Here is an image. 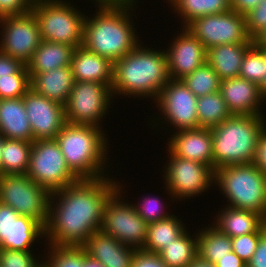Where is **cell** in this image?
Here are the masks:
<instances>
[{
  "mask_svg": "<svg viewBox=\"0 0 266 267\" xmlns=\"http://www.w3.org/2000/svg\"><path fill=\"white\" fill-rule=\"evenodd\" d=\"M118 183L113 176L79 179L53 192L44 227L45 245L82 247L100 230L105 202Z\"/></svg>",
  "mask_w": 266,
  "mask_h": 267,
  "instance_id": "obj_1",
  "label": "cell"
},
{
  "mask_svg": "<svg viewBox=\"0 0 266 267\" xmlns=\"http://www.w3.org/2000/svg\"><path fill=\"white\" fill-rule=\"evenodd\" d=\"M148 47L140 42L122 59L113 62L111 90L114 99L123 95L133 99L151 98L154 102L169 82L165 50Z\"/></svg>",
  "mask_w": 266,
  "mask_h": 267,
  "instance_id": "obj_2",
  "label": "cell"
},
{
  "mask_svg": "<svg viewBox=\"0 0 266 267\" xmlns=\"http://www.w3.org/2000/svg\"><path fill=\"white\" fill-rule=\"evenodd\" d=\"M137 7H96L86 15L82 46L112 62L122 59L142 41L132 22Z\"/></svg>",
  "mask_w": 266,
  "mask_h": 267,
  "instance_id": "obj_3",
  "label": "cell"
},
{
  "mask_svg": "<svg viewBox=\"0 0 266 267\" xmlns=\"http://www.w3.org/2000/svg\"><path fill=\"white\" fill-rule=\"evenodd\" d=\"M105 132L103 128L66 122L56 135L67 166L79 179L109 176L110 147Z\"/></svg>",
  "mask_w": 266,
  "mask_h": 267,
  "instance_id": "obj_4",
  "label": "cell"
},
{
  "mask_svg": "<svg viewBox=\"0 0 266 267\" xmlns=\"http://www.w3.org/2000/svg\"><path fill=\"white\" fill-rule=\"evenodd\" d=\"M265 127V115L236 114L211 128L213 171L229 165L251 163Z\"/></svg>",
  "mask_w": 266,
  "mask_h": 267,
  "instance_id": "obj_5",
  "label": "cell"
},
{
  "mask_svg": "<svg viewBox=\"0 0 266 267\" xmlns=\"http://www.w3.org/2000/svg\"><path fill=\"white\" fill-rule=\"evenodd\" d=\"M214 184L226 197L225 206L257 212L266 219V173L252 163L215 169Z\"/></svg>",
  "mask_w": 266,
  "mask_h": 267,
  "instance_id": "obj_6",
  "label": "cell"
},
{
  "mask_svg": "<svg viewBox=\"0 0 266 267\" xmlns=\"http://www.w3.org/2000/svg\"><path fill=\"white\" fill-rule=\"evenodd\" d=\"M72 4L67 0L35 1L31 12L38 22L42 40L82 46L86 16Z\"/></svg>",
  "mask_w": 266,
  "mask_h": 267,
  "instance_id": "obj_7",
  "label": "cell"
},
{
  "mask_svg": "<svg viewBox=\"0 0 266 267\" xmlns=\"http://www.w3.org/2000/svg\"><path fill=\"white\" fill-rule=\"evenodd\" d=\"M123 187L118 183V188L106 200L100 231L135 250H143L148 224L136 212L133 204L123 201L126 200L121 195Z\"/></svg>",
  "mask_w": 266,
  "mask_h": 267,
  "instance_id": "obj_8",
  "label": "cell"
},
{
  "mask_svg": "<svg viewBox=\"0 0 266 267\" xmlns=\"http://www.w3.org/2000/svg\"><path fill=\"white\" fill-rule=\"evenodd\" d=\"M50 198L51 193L26 174L0 175V202L44 227L48 222Z\"/></svg>",
  "mask_w": 266,
  "mask_h": 267,
  "instance_id": "obj_9",
  "label": "cell"
},
{
  "mask_svg": "<svg viewBox=\"0 0 266 267\" xmlns=\"http://www.w3.org/2000/svg\"><path fill=\"white\" fill-rule=\"evenodd\" d=\"M26 175L51 194L79 180L67 166L65 157L55 139L32 142L29 169Z\"/></svg>",
  "mask_w": 266,
  "mask_h": 267,
  "instance_id": "obj_10",
  "label": "cell"
},
{
  "mask_svg": "<svg viewBox=\"0 0 266 267\" xmlns=\"http://www.w3.org/2000/svg\"><path fill=\"white\" fill-rule=\"evenodd\" d=\"M167 154L169 159L164 163L162 179L171 202L198 197L214 187V171L208 165L177 157L168 149Z\"/></svg>",
  "mask_w": 266,
  "mask_h": 267,
  "instance_id": "obj_11",
  "label": "cell"
},
{
  "mask_svg": "<svg viewBox=\"0 0 266 267\" xmlns=\"http://www.w3.org/2000/svg\"><path fill=\"white\" fill-rule=\"evenodd\" d=\"M113 99L111 85L75 81L64 105L66 122L103 128L101 124Z\"/></svg>",
  "mask_w": 266,
  "mask_h": 267,
  "instance_id": "obj_12",
  "label": "cell"
},
{
  "mask_svg": "<svg viewBox=\"0 0 266 267\" xmlns=\"http://www.w3.org/2000/svg\"><path fill=\"white\" fill-rule=\"evenodd\" d=\"M154 103L160 113L157 115L159 117L149 118L153 123H151L153 129L156 126L157 128H161V122L163 126L164 124L166 126L168 125L167 127L170 126L169 128L173 126L170 132H173V130L179 131L199 128L197 97L181 80L170 79L162 88Z\"/></svg>",
  "mask_w": 266,
  "mask_h": 267,
  "instance_id": "obj_13",
  "label": "cell"
},
{
  "mask_svg": "<svg viewBox=\"0 0 266 267\" xmlns=\"http://www.w3.org/2000/svg\"><path fill=\"white\" fill-rule=\"evenodd\" d=\"M184 28L200 40L206 50L223 44L253 43L247 33L245 15L232 9L196 18Z\"/></svg>",
  "mask_w": 266,
  "mask_h": 267,
  "instance_id": "obj_14",
  "label": "cell"
},
{
  "mask_svg": "<svg viewBox=\"0 0 266 267\" xmlns=\"http://www.w3.org/2000/svg\"><path fill=\"white\" fill-rule=\"evenodd\" d=\"M0 27V51L27 65L42 42L34 14L3 16Z\"/></svg>",
  "mask_w": 266,
  "mask_h": 267,
  "instance_id": "obj_15",
  "label": "cell"
},
{
  "mask_svg": "<svg viewBox=\"0 0 266 267\" xmlns=\"http://www.w3.org/2000/svg\"><path fill=\"white\" fill-rule=\"evenodd\" d=\"M45 228L35 219L19 215L12 207L0 202V248L9 250H33L43 239ZM32 247V248H31Z\"/></svg>",
  "mask_w": 266,
  "mask_h": 267,
  "instance_id": "obj_16",
  "label": "cell"
},
{
  "mask_svg": "<svg viewBox=\"0 0 266 267\" xmlns=\"http://www.w3.org/2000/svg\"><path fill=\"white\" fill-rule=\"evenodd\" d=\"M34 140L55 139L66 123L62 104L29 89L23 96Z\"/></svg>",
  "mask_w": 266,
  "mask_h": 267,
  "instance_id": "obj_17",
  "label": "cell"
},
{
  "mask_svg": "<svg viewBox=\"0 0 266 267\" xmlns=\"http://www.w3.org/2000/svg\"><path fill=\"white\" fill-rule=\"evenodd\" d=\"M182 30V31H181ZM173 36L168 48L165 47L168 74L172 80H181L206 63L205 46L184 27Z\"/></svg>",
  "mask_w": 266,
  "mask_h": 267,
  "instance_id": "obj_18",
  "label": "cell"
},
{
  "mask_svg": "<svg viewBox=\"0 0 266 267\" xmlns=\"http://www.w3.org/2000/svg\"><path fill=\"white\" fill-rule=\"evenodd\" d=\"M168 139L166 148L172 154L208 165L213 170L211 128L173 131Z\"/></svg>",
  "mask_w": 266,
  "mask_h": 267,
  "instance_id": "obj_19",
  "label": "cell"
},
{
  "mask_svg": "<svg viewBox=\"0 0 266 267\" xmlns=\"http://www.w3.org/2000/svg\"><path fill=\"white\" fill-rule=\"evenodd\" d=\"M219 92L232 115H265L261 104L266 98L256 83L241 77L224 79Z\"/></svg>",
  "mask_w": 266,
  "mask_h": 267,
  "instance_id": "obj_20",
  "label": "cell"
},
{
  "mask_svg": "<svg viewBox=\"0 0 266 267\" xmlns=\"http://www.w3.org/2000/svg\"><path fill=\"white\" fill-rule=\"evenodd\" d=\"M82 247L104 267H131L136 251L100 230L91 234Z\"/></svg>",
  "mask_w": 266,
  "mask_h": 267,
  "instance_id": "obj_21",
  "label": "cell"
},
{
  "mask_svg": "<svg viewBox=\"0 0 266 267\" xmlns=\"http://www.w3.org/2000/svg\"><path fill=\"white\" fill-rule=\"evenodd\" d=\"M71 68L75 81L112 84L113 62L106 57L88 51L83 46L75 48Z\"/></svg>",
  "mask_w": 266,
  "mask_h": 267,
  "instance_id": "obj_22",
  "label": "cell"
},
{
  "mask_svg": "<svg viewBox=\"0 0 266 267\" xmlns=\"http://www.w3.org/2000/svg\"><path fill=\"white\" fill-rule=\"evenodd\" d=\"M31 89L63 106L74 86L75 79L71 65L58 67L47 72L29 73Z\"/></svg>",
  "mask_w": 266,
  "mask_h": 267,
  "instance_id": "obj_23",
  "label": "cell"
},
{
  "mask_svg": "<svg viewBox=\"0 0 266 267\" xmlns=\"http://www.w3.org/2000/svg\"><path fill=\"white\" fill-rule=\"evenodd\" d=\"M223 206L212 223L230 238L249 233H261L266 227V219L257 212L231 208L224 203Z\"/></svg>",
  "mask_w": 266,
  "mask_h": 267,
  "instance_id": "obj_24",
  "label": "cell"
},
{
  "mask_svg": "<svg viewBox=\"0 0 266 267\" xmlns=\"http://www.w3.org/2000/svg\"><path fill=\"white\" fill-rule=\"evenodd\" d=\"M0 134L7 139L34 141L23 97L0 99Z\"/></svg>",
  "mask_w": 266,
  "mask_h": 267,
  "instance_id": "obj_25",
  "label": "cell"
},
{
  "mask_svg": "<svg viewBox=\"0 0 266 267\" xmlns=\"http://www.w3.org/2000/svg\"><path fill=\"white\" fill-rule=\"evenodd\" d=\"M252 44L235 43L211 47L207 49L206 62L221 80L239 77L245 52Z\"/></svg>",
  "mask_w": 266,
  "mask_h": 267,
  "instance_id": "obj_26",
  "label": "cell"
},
{
  "mask_svg": "<svg viewBox=\"0 0 266 267\" xmlns=\"http://www.w3.org/2000/svg\"><path fill=\"white\" fill-rule=\"evenodd\" d=\"M75 48V46L42 40L26 65L27 70L29 73H42L58 67L70 66Z\"/></svg>",
  "mask_w": 266,
  "mask_h": 267,
  "instance_id": "obj_27",
  "label": "cell"
},
{
  "mask_svg": "<svg viewBox=\"0 0 266 267\" xmlns=\"http://www.w3.org/2000/svg\"><path fill=\"white\" fill-rule=\"evenodd\" d=\"M197 232L198 257L206 262L216 264L232 251L231 238L216 228L213 223L200 228Z\"/></svg>",
  "mask_w": 266,
  "mask_h": 267,
  "instance_id": "obj_28",
  "label": "cell"
},
{
  "mask_svg": "<svg viewBox=\"0 0 266 267\" xmlns=\"http://www.w3.org/2000/svg\"><path fill=\"white\" fill-rule=\"evenodd\" d=\"M181 217L175 214L169 218L148 224L147 235L143 250L150 253H159L166 245L174 242L185 229Z\"/></svg>",
  "mask_w": 266,
  "mask_h": 267,
  "instance_id": "obj_29",
  "label": "cell"
},
{
  "mask_svg": "<svg viewBox=\"0 0 266 267\" xmlns=\"http://www.w3.org/2000/svg\"><path fill=\"white\" fill-rule=\"evenodd\" d=\"M168 4L171 6V11L173 10L178 17L180 16L181 27H185L196 18L232 9L231 0H171Z\"/></svg>",
  "mask_w": 266,
  "mask_h": 267,
  "instance_id": "obj_30",
  "label": "cell"
},
{
  "mask_svg": "<svg viewBox=\"0 0 266 267\" xmlns=\"http://www.w3.org/2000/svg\"><path fill=\"white\" fill-rule=\"evenodd\" d=\"M187 229L158 253L168 267H188L198 257L197 233Z\"/></svg>",
  "mask_w": 266,
  "mask_h": 267,
  "instance_id": "obj_31",
  "label": "cell"
},
{
  "mask_svg": "<svg viewBox=\"0 0 266 267\" xmlns=\"http://www.w3.org/2000/svg\"><path fill=\"white\" fill-rule=\"evenodd\" d=\"M31 147L32 142L5 138L0 160V175L27 174Z\"/></svg>",
  "mask_w": 266,
  "mask_h": 267,
  "instance_id": "obj_32",
  "label": "cell"
},
{
  "mask_svg": "<svg viewBox=\"0 0 266 267\" xmlns=\"http://www.w3.org/2000/svg\"><path fill=\"white\" fill-rule=\"evenodd\" d=\"M199 127L213 128L232 114L219 91L197 98Z\"/></svg>",
  "mask_w": 266,
  "mask_h": 267,
  "instance_id": "obj_33",
  "label": "cell"
},
{
  "mask_svg": "<svg viewBox=\"0 0 266 267\" xmlns=\"http://www.w3.org/2000/svg\"><path fill=\"white\" fill-rule=\"evenodd\" d=\"M181 81L197 98L219 91L221 85L220 77L207 62L184 76Z\"/></svg>",
  "mask_w": 266,
  "mask_h": 267,
  "instance_id": "obj_34",
  "label": "cell"
},
{
  "mask_svg": "<svg viewBox=\"0 0 266 267\" xmlns=\"http://www.w3.org/2000/svg\"><path fill=\"white\" fill-rule=\"evenodd\" d=\"M46 246L48 251L44 250L46 258L42 255L43 267H83V247Z\"/></svg>",
  "mask_w": 266,
  "mask_h": 267,
  "instance_id": "obj_35",
  "label": "cell"
},
{
  "mask_svg": "<svg viewBox=\"0 0 266 267\" xmlns=\"http://www.w3.org/2000/svg\"><path fill=\"white\" fill-rule=\"evenodd\" d=\"M264 70V48H259L253 43L245 52L239 77L259 85L264 77Z\"/></svg>",
  "mask_w": 266,
  "mask_h": 267,
  "instance_id": "obj_36",
  "label": "cell"
},
{
  "mask_svg": "<svg viewBox=\"0 0 266 267\" xmlns=\"http://www.w3.org/2000/svg\"><path fill=\"white\" fill-rule=\"evenodd\" d=\"M148 195L149 194L146 195L147 197L142 195V198L136 202L137 204L133 203L136 212L147 224L164 220L173 215L172 213L170 214V211H164V208L168 209V207L164 205L165 202L163 203L159 197H154V195H151V197Z\"/></svg>",
  "mask_w": 266,
  "mask_h": 267,
  "instance_id": "obj_37",
  "label": "cell"
},
{
  "mask_svg": "<svg viewBox=\"0 0 266 267\" xmlns=\"http://www.w3.org/2000/svg\"><path fill=\"white\" fill-rule=\"evenodd\" d=\"M29 74H12L0 77V99L22 98L31 88Z\"/></svg>",
  "mask_w": 266,
  "mask_h": 267,
  "instance_id": "obj_38",
  "label": "cell"
},
{
  "mask_svg": "<svg viewBox=\"0 0 266 267\" xmlns=\"http://www.w3.org/2000/svg\"><path fill=\"white\" fill-rule=\"evenodd\" d=\"M33 253V250L20 251L0 248V267H43V259H39V256H35Z\"/></svg>",
  "mask_w": 266,
  "mask_h": 267,
  "instance_id": "obj_39",
  "label": "cell"
},
{
  "mask_svg": "<svg viewBox=\"0 0 266 267\" xmlns=\"http://www.w3.org/2000/svg\"><path fill=\"white\" fill-rule=\"evenodd\" d=\"M261 233H249L231 238L232 251L244 262H248L257 249Z\"/></svg>",
  "mask_w": 266,
  "mask_h": 267,
  "instance_id": "obj_40",
  "label": "cell"
},
{
  "mask_svg": "<svg viewBox=\"0 0 266 267\" xmlns=\"http://www.w3.org/2000/svg\"><path fill=\"white\" fill-rule=\"evenodd\" d=\"M245 18L247 33L253 40L266 29V0H261L255 8L245 14Z\"/></svg>",
  "mask_w": 266,
  "mask_h": 267,
  "instance_id": "obj_41",
  "label": "cell"
},
{
  "mask_svg": "<svg viewBox=\"0 0 266 267\" xmlns=\"http://www.w3.org/2000/svg\"><path fill=\"white\" fill-rule=\"evenodd\" d=\"M36 0H0V15H24L31 11Z\"/></svg>",
  "mask_w": 266,
  "mask_h": 267,
  "instance_id": "obj_42",
  "label": "cell"
},
{
  "mask_svg": "<svg viewBox=\"0 0 266 267\" xmlns=\"http://www.w3.org/2000/svg\"><path fill=\"white\" fill-rule=\"evenodd\" d=\"M12 74H29V72L20 60L0 51V77H10Z\"/></svg>",
  "mask_w": 266,
  "mask_h": 267,
  "instance_id": "obj_43",
  "label": "cell"
},
{
  "mask_svg": "<svg viewBox=\"0 0 266 267\" xmlns=\"http://www.w3.org/2000/svg\"><path fill=\"white\" fill-rule=\"evenodd\" d=\"M131 267H168L157 253L136 250Z\"/></svg>",
  "mask_w": 266,
  "mask_h": 267,
  "instance_id": "obj_44",
  "label": "cell"
},
{
  "mask_svg": "<svg viewBox=\"0 0 266 267\" xmlns=\"http://www.w3.org/2000/svg\"><path fill=\"white\" fill-rule=\"evenodd\" d=\"M247 267H266V227L261 231L257 249L246 263Z\"/></svg>",
  "mask_w": 266,
  "mask_h": 267,
  "instance_id": "obj_45",
  "label": "cell"
},
{
  "mask_svg": "<svg viewBox=\"0 0 266 267\" xmlns=\"http://www.w3.org/2000/svg\"><path fill=\"white\" fill-rule=\"evenodd\" d=\"M251 163L260 171L266 173V127L259 136L257 147Z\"/></svg>",
  "mask_w": 266,
  "mask_h": 267,
  "instance_id": "obj_46",
  "label": "cell"
},
{
  "mask_svg": "<svg viewBox=\"0 0 266 267\" xmlns=\"http://www.w3.org/2000/svg\"><path fill=\"white\" fill-rule=\"evenodd\" d=\"M95 7H135L138 0H91ZM95 1V2H94ZM137 2V3H136Z\"/></svg>",
  "mask_w": 266,
  "mask_h": 267,
  "instance_id": "obj_47",
  "label": "cell"
},
{
  "mask_svg": "<svg viewBox=\"0 0 266 267\" xmlns=\"http://www.w3.org/2000/svg\"><path fill=\"white\" fill-rule=\"evenodd\" d=\"M261 0H231V8L240 14H247L251 9L255 8Z\"/></svg>",
  "mask_w": 266,
  "mask_h": 267,
  "instance_id": "obj_48",
  "label": "cell"
},
{
  "mask_svg": "<svg viewBox=\"0 0 266 267\" xmlns=\"http://www.w3.org/2000/svg\"><path fill=\"white\" fill-rule=\"evenodd\" d=\"M216 267H246L244 262L237 254L231 251L227 256L220 259L216 264Z\"/></svg>",
  "mask_w": 266,
  "mask_h": 267,
  "instance_id": "obj_49",
  "label": "cell"
},
{
  "mask_svg": "<svg viewBox=\"0 0 266 267\" xmlns=\"http://www.w3.org/2000/svg\"><path fill=\"white\" fill-rule=\"evenodd\" d=\"M83 267H104L98 260L93 259L87 255L83 248Z\"/></svg>",
  "mask_w": 266,
  "mask_h": 267,
  "instance_id": "obj_50",
  "label": "cell"
},
{
  "mask_svg": "<svg viewBox=\"0 0 266 267\" xmlns=\"http://www.w3.org/2000/svg\"><path fill=\"white\" fill-rule=\"evenodd\" d=\"M253 43L259 48H266V29L253 39Z\"/></svg>",
  "mask_w": 266,
  "mask_h": 267,
  "instance_id": "obj_51",
  "label": "cell"
},
{
  "mask_svg": "<svg viewBox=\"0 0 266 267\" xmlns=\"http://www.w3.org/2000/svg\"><path fill=\"white\" fill-rule=\"evenodd\" d=\"M188 267H216L215 264L206 262L197 257Z\"/></svg>",
  "mask_w": 266,
  "mask_h": 267,
  "instance_id": "obj_52",
  "label": "cell"
},
{
  "mask_svg": "<svg viewBox=\"0 0 266 267\" xmlns=\"http://www.w3.org/2000/svg\"><path fill=\"white\" fill-rule=\"evenodd\" d=\"M264 55H265L264 77L262 78V81L260 82L258 86H259L260 93L266 98V48H264Z\"/></svg>",
  "mask_w": 266,
  "mask_h": 267,
  "instance_id": "obj_53",
  "label": "cell"
},
{
  "mask_svg": "<svg viewBox=\"0 0 266 267\" xmlns=\"http://www.w3.org/2000/svg\"><path fill=\"white\" fill-rule=\"evenodd\" d=\"M4 140H5V137L0 134V160H1V155H2V148L4 145Z\"/></svg>",
  "mask_w": 266,
  "mask_h": 267,
  "instance_id": "obj_54",
  "label": "cell"
}]
</instances>
